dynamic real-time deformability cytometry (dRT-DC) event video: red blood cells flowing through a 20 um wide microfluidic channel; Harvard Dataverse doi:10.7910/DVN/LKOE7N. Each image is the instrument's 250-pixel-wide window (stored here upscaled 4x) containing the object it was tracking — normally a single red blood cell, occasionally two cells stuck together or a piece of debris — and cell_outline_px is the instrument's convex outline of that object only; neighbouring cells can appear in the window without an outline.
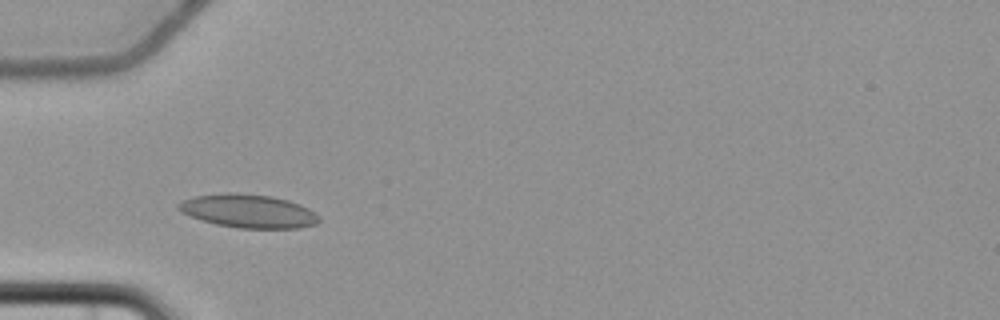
{"species": "common noctule bat (a hibernating species)", "species_latin": "Nyctalus noctula", "temperature_condition": "cold", "stored_images_in_passage": 4, "camera_frame_rate_fps": 3000, "um_per_image_px": 0.085, "animal": {"sex": "female", "body_mass_g": 22.7, "forearm_length_mm": 54.2}, "frame": {"image": 1, "passage_image": 4, "time_ms": 3.667, "image_size_px": [1000, 320], "cell_outline_px": [[320, 220], [316, 224], [300, 228], [240, 228], [216, 224], [192, 216], [176, 208], [176, 204], [180, 200], [192, 196], [228, 192], [232, 192], [272, 196], [288, 200], [300, 204], [308, 208], [320, 216]], "centroid_in_image_um": [21.11, 17.93], "position_along_channel_um": 63.9, "area_um2": 27.46}}